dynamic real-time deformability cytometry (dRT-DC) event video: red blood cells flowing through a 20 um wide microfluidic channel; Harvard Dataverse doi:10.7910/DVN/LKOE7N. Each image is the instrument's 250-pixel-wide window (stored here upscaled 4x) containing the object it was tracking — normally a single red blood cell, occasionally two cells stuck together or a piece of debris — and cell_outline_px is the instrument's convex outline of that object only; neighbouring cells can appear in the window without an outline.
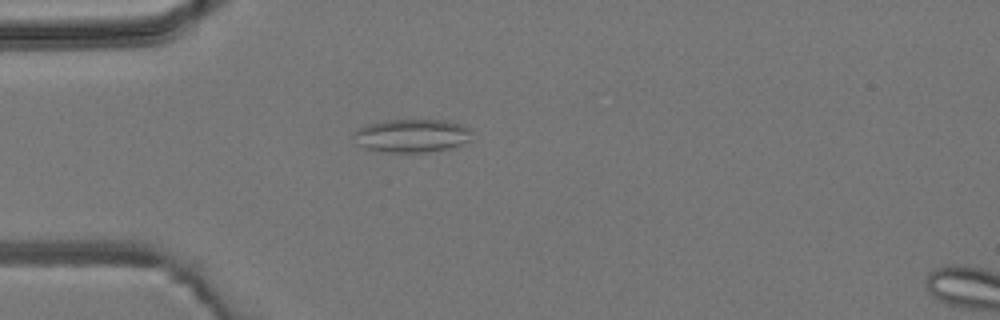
{"species": "common noctule bat (a hibernating species)", "species_latin": "Nyctalus noctula", "temperature_condition": "room temperature", "stored_images_in_passage": 3, "camera_frame_rate_fps": 3000, "um_per_image_px": 0.085, "animal": {"sex": "male", "body_mass_g": 19.2, "forearm_length_mm": 51.8}, "frame": {"image": 1, "passage_image": 2, "time_ms": 1.333, "image_size_px": [1000, 320], "cell_outline_px": [[472, 140], [456, 148], [424, 152], [392, 152], [368, 148], [360, 144], [352, 136], [352, 132], [368, 124], [388, 120], [448, 120], [472, 128]], "centroid_in_image_um": [35.12, 11.52], "position_along_channel_um": 49.9, "area_um2": 23.06}}